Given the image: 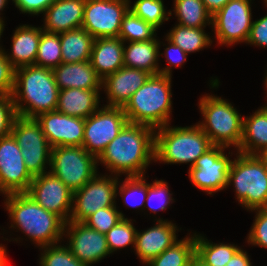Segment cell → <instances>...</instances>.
Returning <instances> with one entry per match:
<instances>
[{"mask_svg":"<svg viewBox=\"0 0 267 266\" xmlns=\"http://www.w3.org/2000/svg\"><path fill=\"white\" fill-rule=\"evenodd\" d=\"M265 78H264V84H265V88H266V91H267V70H266V75L264 76ZM266 94H267V92H266Z\"/></svg>","mask_w":267,"mask_h":266,"instance_id":"54","label":"cell"},{"mask_svg":"<svg viewBox=\"0 0 267 266\" xmlns=\"http://www.w3.org/2000/svg\"><path fill=\"white\" fill-rule=\"evenodd\" d=\"M7 2H8V0H0V15H1V11H3L4 8L6 7V5L8 4ZM0 22H2V23L5 22L3 19V16L2 17L0 16Z\"/></svg>","mask_w":267,"mask_h":266,"instance_id":"50","label":"cell"},{"mask_svg":"<svg viewBox=\"0 0 267 266\" xmlns=\"http://www.w3.org/2000/svg\"><path fill=\"white\" fill-rule=\"evenodd\" d=\"M239 249L237 244L213 243L195 233V256L207 266H226Z\"/></svg>","mask_w":267,"mask_h":266,"instance_id":"29","label":"cell"},{"mask_svg":"<svg viewBox=\"0 0 267 266\" xmlns=\"http://www.w3.org/2000/svg\"><path fill=\"white\" fill-rule=\"evenodd\" d=\"M234 155L227 188L234 186L236 199L247 211L267 208V165L259 155Z\"/></svg>","mask_w":267,"mask_h":266,"instance_id":"7","label":"cell"},{"mask_svg":"<svg viewBox=\"0 0 267 266\" xmlns=\"http://www.w3.org/2000/svg\"><path fill=\"white\" fill-rule=\"evenodd\" d=\"M194 266H207V265H205L196 256H194Z\"/></svg>","mask_w":267,"mask_h":266,"instance_id":"53","label":"cell"},{"mask_svg":"<svg viewBox=\"0 0 267 266\" xmlns=\"http://www.w3.org/2000/svg\"><path fill=\"white\" fill-rule=\"evenodd\" d=\"M156 31L150 24L128 10L123 17L118 37L123 42L148 41L157 37Z\"/></svg>","mask_w":267,"mask_h":266,"instance_id":"34","label":"cell"},{"mask_svg":"<svg viewBox=\"0 0 267 266\" xmlns=\"http://www.w3.org/2000/svg\"><path fill=\"white\" fill-rule=\"evenodd\" d=\"M267 105V104H266ZM243 117L241 144L236 152L259 155L267 147V106Z\"/></svg>","mask_w":267,"mask_h":266,"instance_id":"27","label":"cell"},{"mask_svg":"<svg viewBox=\"0 0 267 266\" xmlns=\"http://www.w3.org/2000/svg\"><path fill=\"white\" fill-rule=\"evenodd\" d=\"M15 7L19 9L22 13L31 14L37 16L43 14L45 10L55 1V0H12Z\"/></svg>","mask_w":267,"mask_h":266,"instance_id":"46","label":"cell"},{"mask_svg":"<svg viewBox=\"0 0 267 266\" xmlns=\"http://www.w3.org/2000/svg\"><path fill=\"white\" fill-rule=\"evenodd\" d=\"M86 0H55L43 13L42 29L61 33L82 28Z\"/></svg>","mask_w":267,"mask_h":266,"instance_id":"21","label":"cell"},{"mask_svg":"<svg viewBox=\"0 0 267 266\" xmlns=\"http://www.w3.org/2000/svg\"><path fill=\"white\" fill-rule=\"evenodd\" d=\"M67 233V234H66ZM66 246L86 266L100 262L110 255L106 235L88 227L83 222L68 221L64 226Z\"/></svg>","mask_w":267,"mask_h":266,"instance_id":"17","label":"cell"},{"mask_svg":"<svg viewBox=\"0 0 267 266\" xmlns=\"http://www.w3.org/2000/svg\"><path fill=\"white\" fill-rule=\"evenodd\" d=\"M172 76L151 75L123 107L130 123L144 124L154 129L171 124Z\"/></svg>","mask_w":267,"mask_h":266,"instance_id":"4","label":"cell"},{"mask_svg":"<svg viewBox=\"0 0 267 266\" xmlns=\"http://www.w3.org/2000/svg\"><path fill=\"white\" fill-rule=\"evenodd\" d=\"M165 41H167L166 44L168 46H165L166 48H164V54L159 53V55H165L166 61L168 63L166 67L159 69V74L172 76V67L176 68L184 65L188 54L184 52L179 46L169 41L167 38H165Z\"/></svg>","mask_w":267,"mask_h":266,"instance_id":"43","label":"cell"},{"mask_svg":"<svg viewBox=\"0 0 267 266\" xmlns=\"http://www.w3.org/2000/svg\"><path fill=\"white\" fill-rule=\"evenodd\" d=\"M130 0H86L82 28L97 38L118 37Z\"/></svg>","mask_w":267,"mask_h":266,"instance_id":"14","label":"cell"},{"mask_svg":"<svg viewBox=\"0 0 267 266\" xmlns=\"http://www.w3.org/2000/svg\"><path fill=\"white\" fill-rule=\"evenodd\" d=\"M199 110L204 118L197 124L213 145L238 149L242 139L243 117L237 109L219 96L200 97Z\"/></svg>","mask_w":267,"mask_h":266,"instance_id":"6","label":"cell"},{"mask_svg":"<svg viewBox=\"0 0 267 266\" xmlns=\"http://www.w3.org/2000/svg\"><path fill=\"white\" fill-rule=\"evenodd\" d=\"M213 144L198 124L178 127L170 124L155 129L154 162L188 164L209 150Z\"/></svg>","mask_w":267,"mask_h":266,"instance_id":"5","label":"cell"},{"mask_svg":"<svg viewBox=\"0 0 267 266\" xmlns=\"http://www.w3.org/2000/svg\"><path fill=\"white\" fill-rule=\"evenodd\" d=\"M136 233L137 230L131 219L124 217L119 220V222L105 234L110 254L124 247L126 248L129 245H132L134 249Z\"/></svg>","mask_w":267,"mask_h":266,"instance_id":"37","label":"cell"},{"mask_svg":"<svg viewBox=\"0 0 267 266\" xmlns=\"http://www.w3.org/2000/svg\"><path fill=\"white\" fill-rule=\"evenodd\" d=\"M259 157L265 162L267 165V147L259 154Z\"/></svg>","mask_w":267,"mask_h":266,"instance_id":"51","label":"cell"},{"mask_svg":"<svg viewBox=\"0 0 267 266\" xmlns=\"http://www.w3.org/2000/svg\"><path fill=\"white\" fill-rule=\"evenodd\" d=\"M15 29L12 36L10 54L4 50L6 58L15 69L35 65L38 45L43 30L42 26L34 27L32 25L22 24Z\"/></svg>","mask_w":267,"mask_h":266,"instance_id":"24","label":"cell"},{"mask_svg":"<svg viewBox=\"0 0 267 266\" xmlns=\"http://www.w3.org/2000/svg\"><path fill=\"white\" fill-rule=\"evenodd\" d=\"M160 43L163 42L156 37L148 41L124 42V66L140 69L151 75L159 74Z\"/></svg>","mask_w":267,"mask_h":266,"instance_id":"26","label":"cell"},{"mask_svg":"<svg viewBox=\"0 0 267 266\" xmlns=\"http://www.w3.org/2000/svg\"><path fill=\"white\" fill-rule=\"evenodd\" d=\"M11 134L21 148L24 164L32 177L44 174L50 168L51 149L35 118L17 116Z\"/></svg>","mask_w":267,"mask_h":266,"instance_id":"9","label":"cell"},{"mask_svg":"<svg viewBox=\"0 0 267 266\" xmlns=\"http://www.w3.org/2000/svg\"><path fill=\"white\" fill-rule=\"evenodd\" d=\"M186 266H194V257L192 258L191 262Z\"/></svg>","mask_w":267,"mask_h":266,"instance_id":"55","label":"cell"},{"mask_svg":"<svg viewBox=\"0 0 267 266\" xmlns=\"http://www.w3.org/2000/svg\"><path fill=\"white\" fill-rule=\"evenodd\" d=\"M206 10L213 16L222 9L230 0H202Z\"/></svg>","mask_w":267,"mask_h":266,"instance_id":"48","label":"cell"},{"mask_svg":"<svg viewBox=\"0 0 267 266\" xmlns=\"http://www.w3.org/2000/svg\"><path fill=\"white\" fill-rule=\"evenodd\" d=\"M97 166V158L82 146L51 149L49 171L73 192L82 188L97 174Z\"/></svg>","mask_w":267,"mask_h":266,"instance_id":"8","label":"cell"},{"mask_svg":"<svg viewBox=\"0 0 267 266\" xmlns=\"http://www.w3.org/2000/svg\"><path fill=\"white\" fill-rule=\"evenodd\" d=\"M62 243L40 247L41 257L39 265L41 266H86L77 259L69 248Z\"/></svg>","mask_w":267,"mask_h":266,"instance_id":"38","label":"cell"},{"mask_svg":"<svg viewBox=\"0 0 267 266\" xmlns=\"http://www.w3.org/2000/svg\"><path fill=\"white\" fill-rule=\"evenodd\" d=\"M62 63H80L91 59L94 37L84 28L59 33Z\"/></svg>","mask_w":267,"mask_h":266,"instance_id":"28","label":"cell"},{"mask_svg":"<svg viewBox=\"0 0 267 266\" xmlns=\"http://www.w3.org/2000/svg\"><path fill=\"white\" fill-rule=\"evenodd\" d=\"M17 116L12 96H0V138L11 134Z\"/></svg>","mask_w":267,"mask_h":266,"instance_id":"42","label":"cell"},{"mask_svg":"<svg viewBox=\"0 0 267 266\" xmlns=\"http://www.w3.org/2000/svg\"><path fill=\"white\" fill-rule=\"evenodd\" d=\"M226 148L213 145L189 168V179L196 188L210 195L227 188L232 159L224 152Z\"/></svg>","mask_w":267,"mask_h":266,"instance_id":"13","label":"cell"},{"mask_svg":"<svg viewBox=\"0 0 267 266\" xmlns=\"http://www.w3.org/2000/svg\"><path fill=\"white\" fill-rule=\"evenodd\" d=\"M252 0H230L212 16V29L218 44L246 43L252 26Z\"/></svg>","mask_w":267,"mask_h":266,"instance_id":"11","label":"cell"},{"mask_svg":"<svg viewBox=\"0 0 267 266\" xmlns=\"http://www.w3.org/2000/svg\"><path fill=\"white\" fill-rule=\"evenodd\" d=\"M255 212V219L247 235V243L267 248V208L250 210Z\"/></svg>","mask_w":267,"mask_h":266,"instance_id":"41","label":"cell"},{"mask_svg":"<svg viewBox=\"0 0 267 266\" xmlns=\"http://www.w3.org/2000/svg\"><path fill=\"white\" fill-rule=\"evenodd\" d=\"M265 6L267 7V0H264Z\"/></svg>","mask_w":267,"mask_h":266,"instance_id":"56","label":"cell"},{"mask_svg":"<svg viewBox=\"0 0 267 266\" xmlns=\"http://www.w3.org/2000/svg\"><path fill=\"white\" fill-rule=\"evenodd\" d=\"M173 14L179 25L190 28H205L212 25V15L202 0H174Z\"/></svg>","mask_w":267,"mask_h":266,"instance_id":"30","label":"cell"},{"mask_svg":"<svg viewBox=\"0 0 267 266\" xmlns=\"http://www.w3.org/2000/svg\"><path fill=\"white\" fill-rule=\"evenodd\" d=\"M4 244L0 245V266H8V260H7V250L5 248Z\"/></svg>","mask_w":267,"mask_h":266,"instance_id":"49","label":"cell"},{"mask_svg":"<svg viewBox=\"0 0 267 266\" xmlns=\"http://www.w3.org/2000/svg\"><path fill=\"white\" fill-rule=\"evenodd\" d=\"M26 193L45 210L56 214L65 223L69 221L73 191L50 171L33 177Z\"/></svg>","mask_w":267,"mask_h":266,"instance_id":"15","label":"cell"},{"mask_svg":"<svg viewBox=\"0 0 267 266\" xmlns=\"http://www.w3.org/2000/svg\"><path fill=\"white\" fill-rule=\"evenodd\" d=\"M62 63L59 33L42 30L35 65L54 69Z\"/></svg>","mask_w":267,"mask_h":266,"instance_id":"33","label":"cell"},{"mask_svg":"<svg viewBox=\"0 0 267 266\" xmlns=\"http://www.w3.org/2000/svg\"><path fill=\"white\" fill-rule=\"evenodd\" d=\"M15 68L0 51V96H11L14 89Z\"/></svg>","mask_w":267,"mask_h":266,"instance_id":"44","label":"cell"},{"mask_svg":"<svg viewBox=\"0 0 267 266\" xmlns=\"http://www.w3.org/2000/svg\"><path fill=\"white\" fill-rule=\"evenodd\" d=\"M155 129L151 126L127 122L119 134L97 158L109 173L120 177L143 176L154 162Z\"/></svg>","mask_w":267,"mask_h":266,"instance_id":"1","label":"cell"},{"mask_svg":"<svg viewBox=\"0 0 267 266\" xmlns=\"http://www.w3.org/2000/svg\"><path fill=\"white\" fill-rule=\"evenodd\" d=\"M150 76L146 71L125 66L106 76L102 80V88L108 100L105 106L123 108Z\"/></svg>","mask_w":267,"mask_h":266,"instance_id":"20","label":"cell"},{"mask_svg":"<svg viewBox=\"0 0 267 266\" xmlns=\"http://www.w3.org/2000/svg\"><path fill=\"white\" fill-rule=\"evenodd\" d=\"M127 122L122 107H100L85 119L82 147L98 158Z\"/></svg>","mask_w":267,"mask_h":266,"instance_id":"12","label":"cell"},{"mask_svg":"<svg viewBox=\"0 0 267 266\" xmlns=\"http://www.w3.org/2000/svg\"><path fill=\"white\" fill-rule=\"evenodd\" d=\"M246 44L267 48V14L253 21Z\"/></svg>","mask_w":267,"mask_h":266,"instance_id":"45","label":"cell"},{"mask_svg":"<svg viewBox=\"0 0 267 266\" xmlns=\"http://www.w3.org/2000/svg\"><path fill=\"white\" fill-rule=\"evenodd\" d=\"M35 119L41 125L43 134L52 148L83 145L85 119L56 110L40 114Z\"/></svg>","mask_w":267,"mask_h":266,"instance_id":"18","label":"cell"},{"mask_svg":"<svg viewBox=\"0 0 267 266\" xmlns=\"http://www.w3.org/2000/svg\"><path fill=\"white\" fill-rule=\"evenodd\" d=\"M59 88L53 69L28 65L15 69L13 103L18 116L37 118L55 111Z\"/></svg>","mask_w":267,"mask_h":266,"instance_id":"2","label":"cell"},{"mask_svg":"<svg viewBox=\"0 0 267 266\" xmlns=\"http://www.w3.org/2000/svg\"><path fill=\"white\" fill-rule=\"evenodd\" d=\"M59 90L79 88L102 90V79L89 61L80 63H61L53 69Z\"/></svg>","mask_w":267,"mask_h":266,"instance_id":"22","label":"cell"},{"mask_svg":"<svg viewBox=\"0 0 267 266\" xmlns=\"http://www.w3.org/2000/svg\"><path fill=\"white\" fill-rule=\"evenodd\" d=\"M118 181V176L98 173L74 191L69 221L84 222L99 209L116 206Z\"/></svg>","mask_w":267,"mask_h":266,"instance_id":"10","label":"cell"},{"mask_svg":"<svg viewBox=\"0 0 267 266\" xmlns=\"http://www.w3.org/2000/svg\"><path fill=\"white\" fill-rule=\"evenodd\" d=\"M172 195L167 182L162 179H155L152 183H147V196L144 208L148 207L152 213L156 214L159 210L165 211L174 202Z\"/></svg>","mask_w":267,"mask_h":266,"instance_id":"39","label":"cell"},{"mask_svg":"<svg viewBox=\"0 0 267 266\" xmlns=\"http://www.w3.org/2000/svg\"><path fill=\"white\" fill-rule=\"evenodd\" d=\"M5 209L9 213L12 230H21L37 247L61 243L65 222L45 210L27 193L5 195Z\"/></svg>","mask_w":267,"mask_h":266,"instance_id":"3","label":"cell"},{"mask_svg":"<svg viewBox=\"0 0 267 266\" xmlns=\"http://www.w3.org/2000/svg\"><path fill=\"white\" fill-rule=\"evenodd\" d=\"M129 2V10L156 30L173 15L172 11H166L163 0H136L133 5Z\"/></svg>","mask_w":267,"mask_h":266,"instance_id":"35","label":"cell"},{"mask_svg":"<svg viewBox=\"0 0 267 266\" xmlns=\"http://www.w3.org/2000/svg\"><path fill=\"white\" fill-rule=\"evenodd\" d=\"M4 28H5V24L2 23V22H0V39H1V36H2V34H3V31L5 30ZM1 50H4V48H2V46H1V44H0V51H1Z\"/></svg>","mask_w":267,"mask_h":266,"instance_id":"52","label":"cell"},{"mask_svg":"<svg viewBox=\"0 0 267 266\" xmlns=\"http://www.w3.org/2000/svg\"><path fill=\"white\" fill-rule=\"evenodd\" d=\"M32 180L13 135L0 138V193H26Z\"/></svg>","mask_w":267,"mask_h":266,"instance_id":"16","label":"cell"},{"mask_svg":"<svg viewBox=\"0 0 267 266\" xmlns=\"http://www.w3.org/2000/svg\"><path fill=\"white\" fill-rule=\"evenodd\" d=\"M100 91L79 88L59 90L56 111L86 119L100 108Z\"/></svg>","mask_w":267,"mask_h":266,"instance_id":"25","label":"cell"},{"mask_svg":"<svg viewBox=\"0 0 267 266\" xmlns=\"http://www.w3.org/2000/svg\"><path fill=\"white\" fill-rule=\"evenodd\" d=\"M119 182L120 181H118L117 184V195L120 194L124 205L126 204L128 207L145 210L143 208L147 196V181L145 175L125 177L122 184Z\"/></svg>","mask_w":267,"mask_h":266,"instance_id":"36","label":"cell"},{"mask_svg":"<svg viewBox=\"0 0 267 266\" xmlns=\"http://www.w3.org/2000/svg\"><path fill=\"white\" fill-rule=\"evenodd\" d=\"M124 42L119 37L97 38L92 45L90 62L103 80L124 66Z\"/></svg>","mask_w":267,"mask_h":266,"instance_id":"23","label":"cell"},{"mask_svg":"<svg viewBox=\"0 0 267 266\" xmlns=\"http://www.w3.org/2000/svg\"><path fill=\"white\" fill-rule=\"evenodd\" d=\"M122 211L116 206L102 208L89 216L83 223L96 231L106 234L119 220L124 218Z\"/></svg>","mask_w":267,"mask_h":266,"instance_id":"40","label":"cell"},{"mask_svg":"<svg viewBox=\"0 0 267 266\" xmlns=\"http://www.w3.org/2000/svg\"><path fill=\"white\" fill-rule=\"evenodd\" d=\"M195 256V233L176 241L171 247L146 263L148 266H186Z\"/></svg>","mask_w":267,"mask_h":266,"instance_id":"32","label":"cell"},{"mask_svg":"<svg viewBox=\"0 0 267 266\" xmlns=\"http://www.w3.org/2000/svg\"><path fill=\"white\" fill-rule=\"evenodd\" d=\"M205 28H190L176 24L166 38L179 46L187 54L198 52L211 46V36L205 33Z\"/></svg>","mask_w":267,"mask_h":266,"instance_id":"31","label":"cell"},{"mask_svg":"<svg viewBox=\"0 0 267 266\" xmlns=\"http://www.w3.org/2000/svg\"><path fill=\"white\" fill-rule=\"evenodd\" d=\"M156 225L142 232L137 230L135 240V254L143 264L160 255L164 250L178 241L175 223L162 218L155 219Z\"/></svg>","mask_w":267,"mask_h":266,"instance_id":"19","label":"cell"},{"mask_svg":"<svg viewBox=\"0 0 267 266\" xmlns=\"http://www.w3.org/2000/svg\"><path fill=\"white\" fill-rule=\"evenodd\" d=\"M226 266H252L249 255L246 251L240 248L229 260Z\"/></svg>","mask_w":267,"mask_h":266,"instance_id":"47","label":"cell"}]
</instances>
